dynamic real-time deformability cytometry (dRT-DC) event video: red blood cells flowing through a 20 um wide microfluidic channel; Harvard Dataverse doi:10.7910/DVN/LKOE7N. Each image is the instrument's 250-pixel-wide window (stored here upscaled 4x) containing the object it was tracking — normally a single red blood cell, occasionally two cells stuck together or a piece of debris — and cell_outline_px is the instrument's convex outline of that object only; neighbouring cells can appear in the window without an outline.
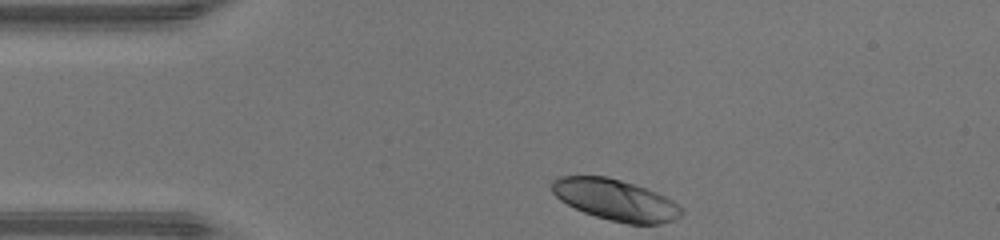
{"species": "human", "species_latin": "Homo sapiens", "temperature_condition": "warm", "stored_images_in_passage": 30, "camera_frame_rate_fps": 3000, "um_per_image_px": 0.085, "donor": {"sex": "male"}, "frame": {"image": 1, "passage_image": 1, "time_ms": 0.0, "image_size_px": [1000, 240], "cell_outline_px": [[684, 212], [676, 220], [660, 224], [628, 224], [608, 220], [584, 212], [560, 200], [552, 192], [552, 180], [560, 176], [608, 176], [656, 192], [672, 200]], "centroid_in_image_um": [52.32, 17.0], "position_along_channel_um": 32.7, "area_um2": 30.87}}
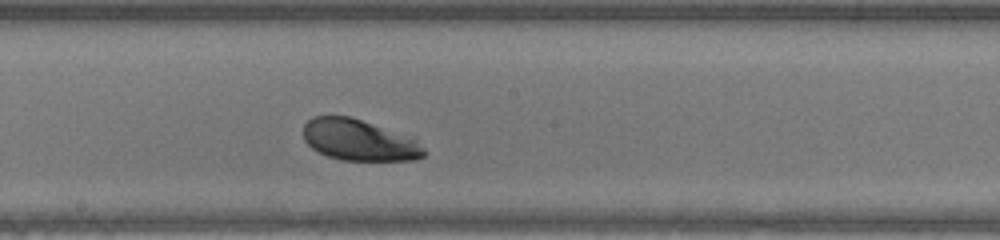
{"frame": {"image": 2, "passage_image": 17, "time_ms": 5.333, "image_size_px": [1000, 240], "cell_outline_px": [[428, 152], [424, 156], [416, 160], [340, 160], [328, 156], [312, 148], [304, 140], [304, 124], [312, 116], [352, 116], [416, 136]], "centroid_in_image_um": [30.63, 11.89], "position_along_channel_um": 217.6, "area_um2": 29.82}}
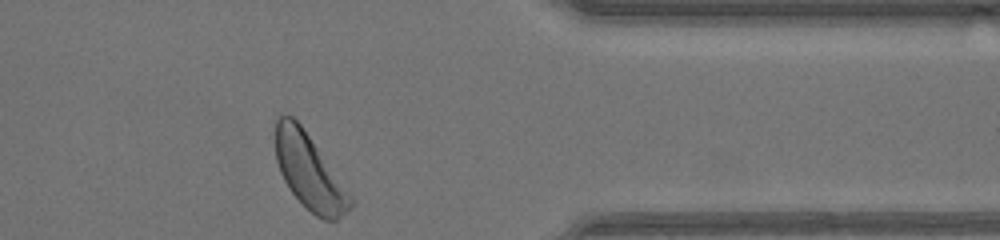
{"frame": {"image": 3, "passage_image": 30, "time_ms": 9.667, "image_size_px": [1000, 240], "cell_outline_px": [[356, 204], [352, 208], [336, 220], [324, 220], [316, 216], [292, 192], [284, 180], [280, 172], [276, 160], [276, 116], [292, 116], [300, 124], [352, 196]], "centroid_in_image_um": [26.31, 14.62], "position_along_channel_um": 385.1, "area_um2": 32.14}, "authors_computed_cell_mechanics": {"area_um2": 30.4317, "velocity_mm_per_s": 4.2956, "shape_relaxation_time_tau1_ms": 0.9976, "shape_relaxation_time_tau2_ms": null, "deformation_change_tau1": 0.1199, "deformation_change_tau2": null}}